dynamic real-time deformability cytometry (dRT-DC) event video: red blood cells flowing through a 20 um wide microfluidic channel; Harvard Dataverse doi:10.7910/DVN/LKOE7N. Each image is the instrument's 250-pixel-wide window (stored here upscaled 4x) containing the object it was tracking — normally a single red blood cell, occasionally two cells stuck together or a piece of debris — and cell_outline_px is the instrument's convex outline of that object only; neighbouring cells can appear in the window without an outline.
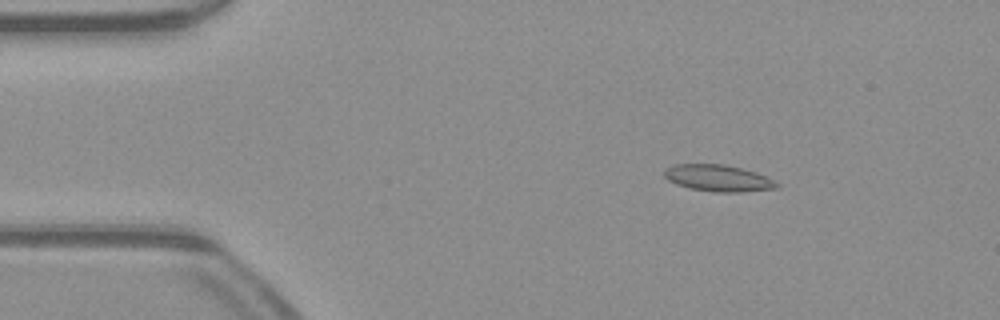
{"species": "common noctule bat (a hibernating species)", "species_latin": "Nyctalus noctula", "temperature_condition": "warm", "stored_images_in_passage": 51, "camera_frame_rate_fps": 3000, "um_per_image_px": 0.085, "animal": {"sex": "male", "body_mass_g": 23.1, "forearm_length_mm": 52.7}, "frame": {"image": 1, "passage_image": 8, "time_ms": 2.333, "image_size_px": [1000, 320], "cell_outline_px": [[780, 184], [776, 188], [740, 192], [712, 192], [692, 188], [676, 184], [668, 180], [664, 176], [664, 168], [672, 164], [724, 164], [756, 172], [776, 180]], "centroid_in_image_um": [61.04, 15.13], "position_along_channel_um": 24.0, "area_um2": 17.51}}
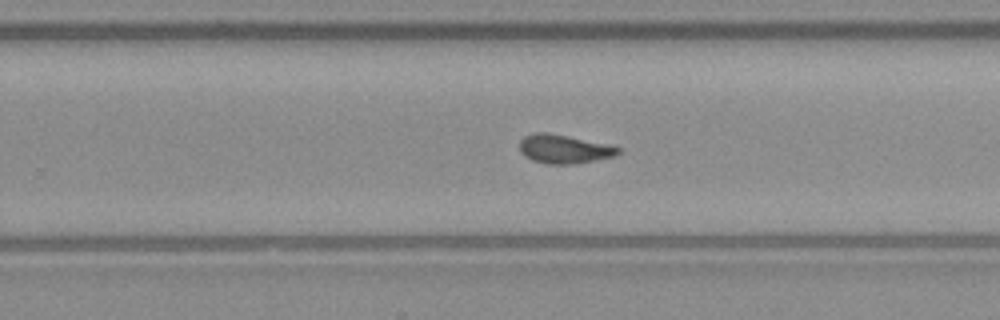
{"frame": {"image": 2, "passage_image": 32, "time_ms": 10.333, "image_size_px": [1000, 320], "cell_outline_px": [[620, 152], [616, 156], [572, 164], [548, 164], [532, 160], [524, 156], [520, 152], [520, 140], [524, 136], [532, 132], [548, 132], [608, 144], [620, 148]], "centroid_in_image_um": [47.91, 12.66], "position_along_channel_um": 281.9, "area_um2": 16.59}}
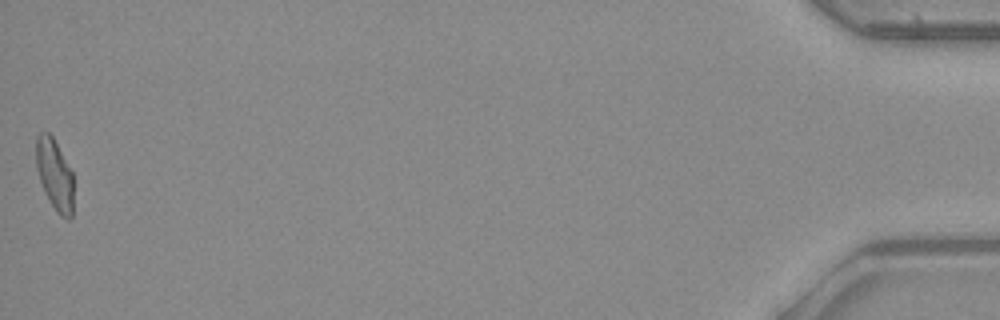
{"frame": {"image": 3, "passage_image": 51, "time_ms": 16.667, "image_size_px": [1000, 320], "cell_outline_px": [[72, 216], [68, 220], [60, 216], [56, 212], [44, 192], [36, 168], [36, 136], [40, 132], [48, 132], [52, 136], [72, 172]], "centroid_in_image_um": [4.62, 14.85], "position_along_channel_um": 430.6, "area_um2": 15.37}, "authors_computed_cell_mechanics": {"area_um2": 16.473, "velocity_mm_per_s": 4.0648, "shape_relaxation_time_tau1_ms": null, "shape_relaxation_time_tau2_ms": 1.7039, "deformation_change_tau1": null, "deformation_change_tau2": 0.0734}}